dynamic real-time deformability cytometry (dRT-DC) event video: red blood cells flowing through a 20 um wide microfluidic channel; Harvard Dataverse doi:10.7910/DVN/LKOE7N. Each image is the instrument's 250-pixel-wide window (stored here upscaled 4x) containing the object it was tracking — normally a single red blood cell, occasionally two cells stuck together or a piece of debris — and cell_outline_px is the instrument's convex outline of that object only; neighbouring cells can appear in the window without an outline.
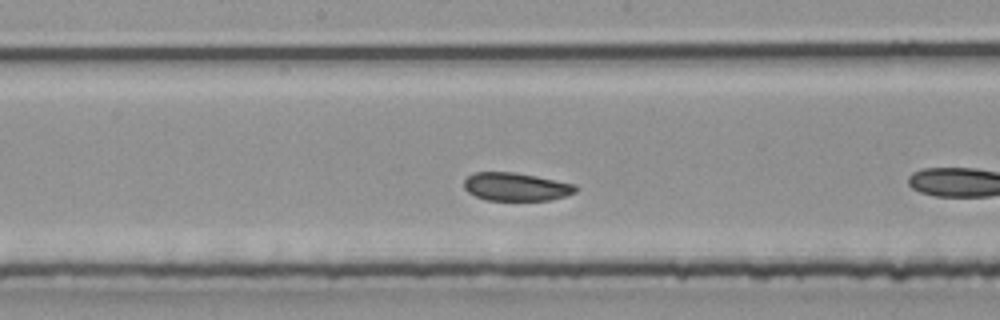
{"species": "common noctule bat (a hibernating species)", "species_latin": "Nyctalus noctula", "temperature_condition": "room temperature", "stored_images_in_passage": 28, "camera_frame_rate_fps": 3000, "um_per_image_px": 0.085, "animal": {"sex": "male", "body_mass_g": 20.4}, "frame": {"image": 1, "passage_image": 9, "time_ms": 2.667, "image_size_px": [1000, 320], "cell_outline_px": [[580, 188], [576, 192], [564, 196], [548, 200], [488, 200], [476, 196], [468, 192], [464, 188], [464, 180], [468, 176], [476, 172], [512, 172], [536, 176], [576, 184]], "centroid_in_image_um": [43.88, 15.87], "position_along_channel_um": 204.3, "area_um2": 18.26}}